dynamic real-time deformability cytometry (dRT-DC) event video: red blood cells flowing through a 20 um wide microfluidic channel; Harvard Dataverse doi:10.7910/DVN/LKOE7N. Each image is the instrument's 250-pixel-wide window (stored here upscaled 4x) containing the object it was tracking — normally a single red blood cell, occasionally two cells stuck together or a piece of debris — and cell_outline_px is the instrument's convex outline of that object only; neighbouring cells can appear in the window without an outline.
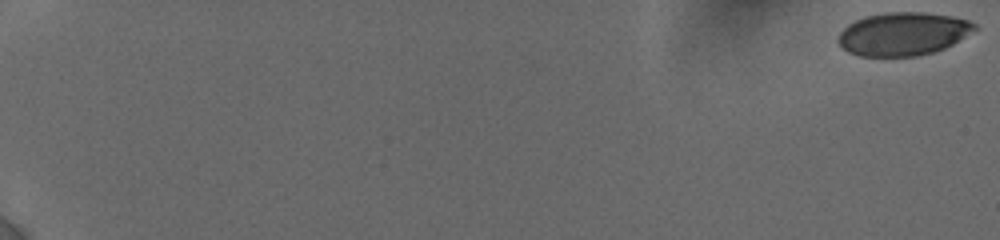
{"species": "human", "species_latin": "Homo sapiens", "temperature_condition": "cold", "stored_images_in_passage": 9, "camera_frame_rate_fps": 3000, "um_per_image_px": 0.085, "donor": {"sex": "female"}, "frame": {"image": 1, "passage_image": 1, "time_ms": 0.0, "image_size_px": [1000, 240], "cell_outline_px": [[980, 28], [952, 44], [944, 48], [932, 52], [916, 56], [860, 56], [848, 52], [836, 40], [840, 32], [848, 24], [864, 16], [884, 12], [924, 12], [952, 16], [968, 20], [976, 24]], "centroid_in_image_um": [76.77, 2.87], "position_along_channel_um": 8.2, "area_um2": 34.45}}
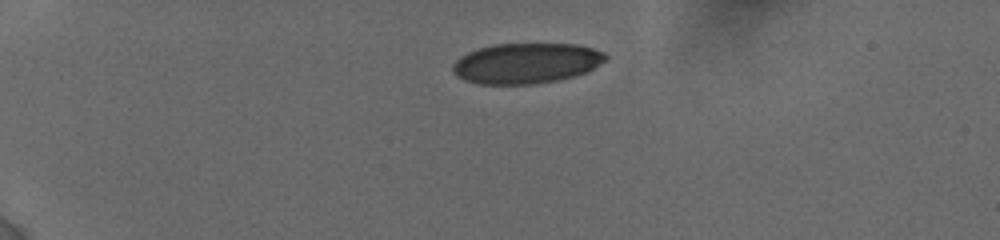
{"frame": {"image": 2, "passage_image": 6, "time_ms": 5.0, "image_size_px": [1000, 240], "cell_outline_px": [[608, 60], [588, 72], [576, 76], [536, 84], [480, 84], [464, 80], [456, 76], [452, 72], [452, 64], [460, 56], [468, 52], [492, 44], [576, 44], [592, 48], [604, 52], [608, 56]], "centroid_in_image_um": [44.75, 5.38], "position_along_channel_um": 40.3, "area_um2": 36.36}}
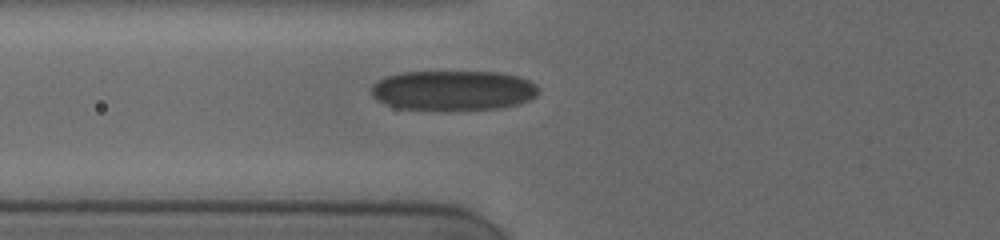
{"frame": {"image": 3, "passage_image": 9, "time_ms": 8.0, "image_size_px": [1000, 240], "cell_outline_px": [[540, 92], [536, 96], [520, 104], [500, 108], [396, 108], [376, 100], [372, 96], [368, 88], [376, 80], [384, 76], [400, 72], [496, 72], [520, 76], [536, 84], [540, 88]], "centroid_in_image_um": [38.5, 7.65], "position_along_channel_um": 87.3, "area_um2": 38.84}}